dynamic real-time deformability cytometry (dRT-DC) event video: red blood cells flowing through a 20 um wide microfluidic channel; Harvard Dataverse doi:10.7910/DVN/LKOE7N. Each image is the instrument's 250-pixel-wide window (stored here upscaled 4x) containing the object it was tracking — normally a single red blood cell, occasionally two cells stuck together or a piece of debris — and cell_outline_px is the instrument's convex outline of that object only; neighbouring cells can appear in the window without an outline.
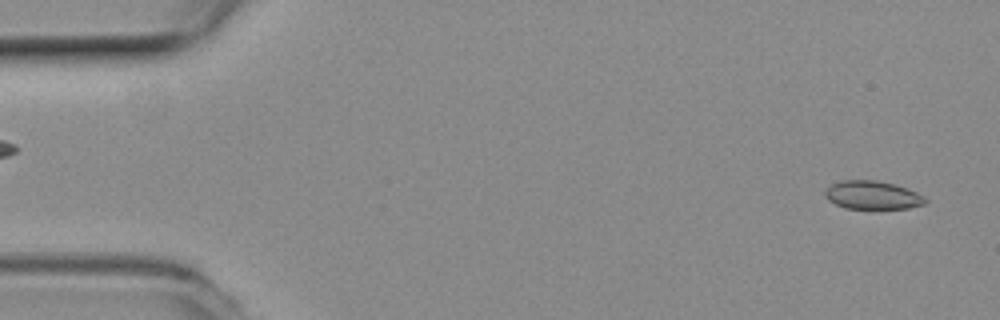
{"species": "common noctule bat (a hibernating species)", "species_latin": "Nyctalus noctula", "temperature_condition": "room temperature", "stored_images_in_passage": 54, "camera_frame_rate_fps": 3000, "um_per_image_px": 0.085, "animal": {"sex": "female", "body_mass_g": 19.3, "forearm_length_mm": 54.1}, "frame": {"image": 1, "passage_image": 2, "time_ms": 0.333, "image_size_px": [1000, 320], "cell_outline_px": [[928, 200], [924, 204], [908, 208], [844, 208], [828, 200], [824, 196], [824, 192], [832, 184], [840, 180], [876, 180], [908, 188], [924, 196]], "centroid_in_image_um": [74.15, 16.58], "position_along_channel_um": 10.8, "area_um2": 16.47}}
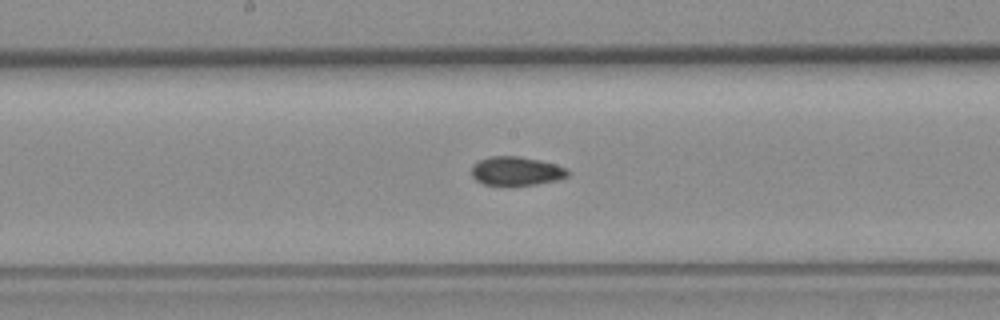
{"frame": {"image": 2, "passage_image": 27, "time_ms": 8.667, "image_size_px": [1000, 320], "cell_outline_px": [[568, 176], [556, 180], [536, 184], [484, 184], [476, 180], [472, 176], [472, 164], [480, 160], [492, 156], [516, 156], [540, 160], [556, 164], [568, 168]], "centroid_in_image_um": [43.89, 14.52], "position_along_channel_um": 204.3, "area_um2": 15.9}}
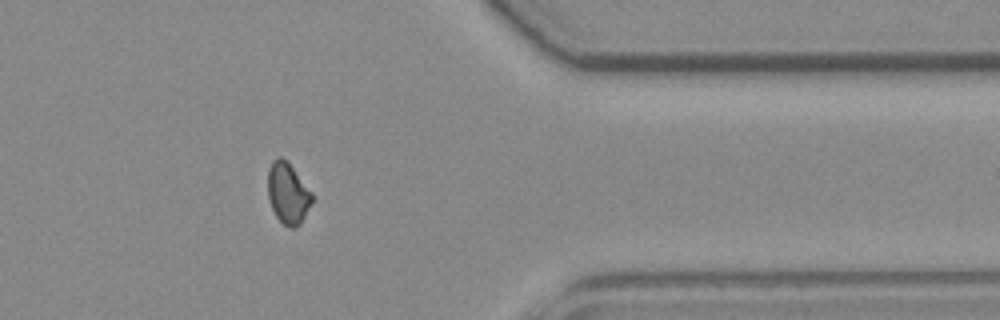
{"frame": {"image": 3, "passage_image": 43, "time_ms": 14.0, "image_size_px": [1000, 320], "cell_outline_px": [[312, 204], [300, 224], [296, 228], [292, 228], [284, 224], [276, 216], [268, 200], [268, 168], [272, 160], [280, 156], [292, 168], [312, 192]], "centroid_in_image_um": [24.46, 16.45], "position_along_channel_um": 386.9, "area_um2": 15.55}, "authors_computed_cell_mechanics": {"area_um2": 16.4441, "velocity_mm_per_s": 3.7856, "shape_relaxation_time_tau1_ms": null, "shape_relaxation_time_tau2_ms": 2.5297, "deformation_change_tau1": null, "deformation_change_tau2": 0.0467}}